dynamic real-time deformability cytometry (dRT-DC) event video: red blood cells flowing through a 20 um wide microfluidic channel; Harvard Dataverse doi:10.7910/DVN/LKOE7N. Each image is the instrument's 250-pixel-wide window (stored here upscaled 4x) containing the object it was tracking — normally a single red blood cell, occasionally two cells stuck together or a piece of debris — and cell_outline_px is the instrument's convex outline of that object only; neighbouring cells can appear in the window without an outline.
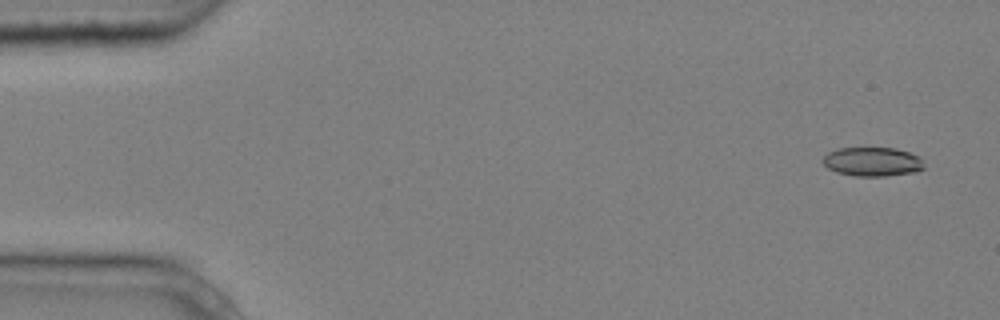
{"species": "common noctule bat (a hibernating species)", "species_latin": "Nyctalus noctula", "temperature_condition": "cold", "stored_images_in_passage": 5, "camera_frame_rate_fps": 3000, "um_per_image_px": 0.085, "animal": {"sex": "male", "body_mass_g": 20.4}, "frame": {"image": 1, "passage_image": 1, "time_ms": 0.0, "image_size_px": [1000, 320], "cell_outline_px": [[924, 168], [916, 172], [884, 176], [856, 176], [836, 172], [828, 168], [820, 160], [828, 152], [836, 148], [896, 148], [920, 156]], "centroid_in_image_um": [74.14, 13.74], "position_along_channel_um": 10.9, "area_um2": 17.22}}